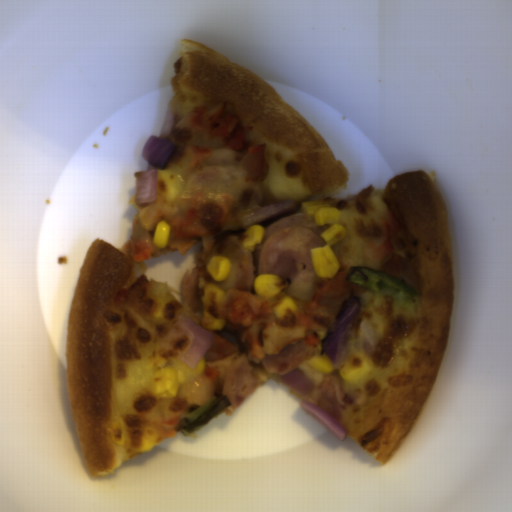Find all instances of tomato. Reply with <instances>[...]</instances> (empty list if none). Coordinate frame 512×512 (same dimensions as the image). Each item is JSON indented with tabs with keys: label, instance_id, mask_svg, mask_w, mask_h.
<instances>
[{
	"label": "tomato",
	"instance_id": "obj_1",
	"mask_svg": "<svg viewBox=\"0 0 512 512\" xmlns=\"http://www.w3.org/2000/svg\"><path fill=\"white\" fill-rule=\"evenodd\" d=\"M131 256L136 263L142 262L143 260L151 257L149 247L144 236L138 240H132Z\"/></svg>",
	"mask_w": 512,
	"mask_h": 512
}]
</instances>
